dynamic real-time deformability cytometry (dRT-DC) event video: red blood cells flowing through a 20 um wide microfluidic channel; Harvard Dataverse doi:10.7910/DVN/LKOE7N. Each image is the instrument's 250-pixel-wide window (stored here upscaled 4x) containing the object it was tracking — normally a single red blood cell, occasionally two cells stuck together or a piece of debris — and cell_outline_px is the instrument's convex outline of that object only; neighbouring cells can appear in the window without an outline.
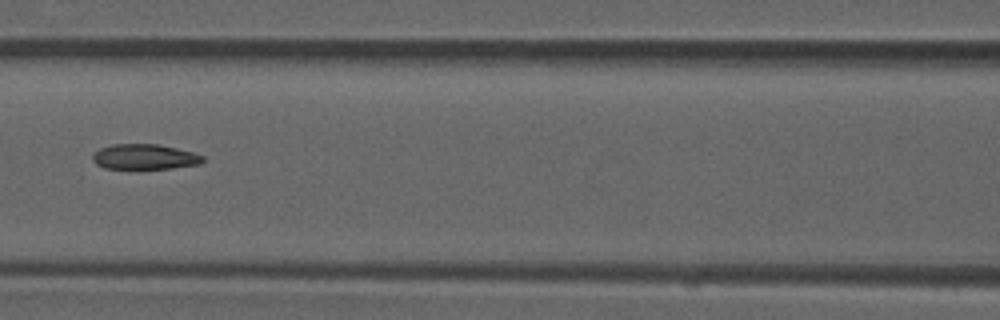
{"species": "common noctule bat (a hibernating species)", "species_latin": "Nyctalus noctula", "temperature_condition": "room temperature", "stored_images_in_passage": 7, "camera_frame_rate_fps": 3000, "um_per_image_px": 0.085, "animal": {"sex": "male", "forearm_length_mm": 52.5}, "frame": {"image": 1, "passage_image": 7, "time_ms": 2.0, "image_size_px": [1000, 320], "cell_outline_px": [[204, 160], [200, 164], [172, 168], [104, 168], [96, 164], [92, 160], [92, 156], [100, 148], [112, 144], [160, 144], [192, 152], [204, 156]], "centroid_in_image_um": [12.29, 13.32], "position_along_channel_um": 154.3, "area_um2": 16.13}}